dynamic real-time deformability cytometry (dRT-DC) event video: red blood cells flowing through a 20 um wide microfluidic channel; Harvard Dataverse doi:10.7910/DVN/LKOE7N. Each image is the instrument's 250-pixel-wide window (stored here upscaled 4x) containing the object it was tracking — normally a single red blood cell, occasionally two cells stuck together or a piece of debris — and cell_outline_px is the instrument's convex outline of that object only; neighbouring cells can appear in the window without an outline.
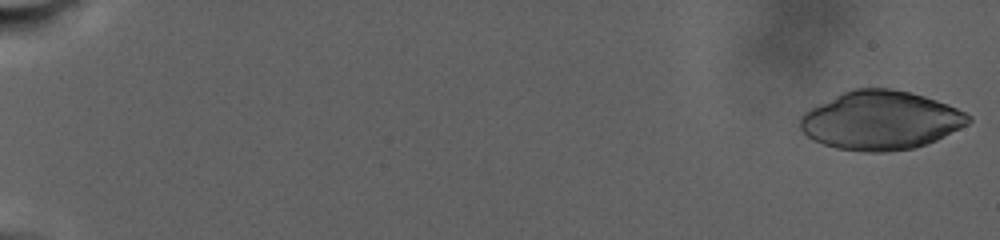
{"species": "human", "species_latin": "Homo sapiens", "temperature_condition": "warm", "stored_images_in_passage": 22, "camera_frame_rate_fps": 3000, "um_per_image_px": 0.085, "donor": {"sex": "male"}, "frame": {"image": 1, "passage_image": 1, "time_ms": 0.0, "image_size_px": [1000, 240], "cell_outline_px": [[972, 120], [968, 124], [936, 140], [912, 148], [888, 152], [864, 152], [836, 148], [812, 140], [800, 128], [800, 116], [804, 112], [852, 88], [892, 88], [924, 96], [948, 104], [972, 116]], "centroid_in_image_um": [74.87, 10.24], "position_along_channel_um": 10.1, "area_um2": 57.22}}
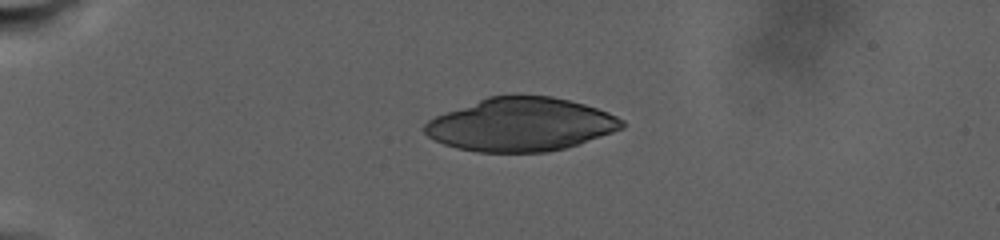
{"frame": {"image": 2, "passage_image": 13, "time_ms": 8.333, "image_size_px": [1000, 240], "cell_outline_px": [[624, 128], [564, 148], [548, 152], [480, 152], [456, 148], [444, 144], [428, 136], [424, 132], [424, 124], [428, 120], [436, 116], [488, 96], [512, 92], [520, 92], [552, 96], [584, 104], [608, 112], [624, 120]], "centroid_in_image_um": [44.26, 10.55], "position_along_channel_um": 40.7, "area_um2": 61.79}}